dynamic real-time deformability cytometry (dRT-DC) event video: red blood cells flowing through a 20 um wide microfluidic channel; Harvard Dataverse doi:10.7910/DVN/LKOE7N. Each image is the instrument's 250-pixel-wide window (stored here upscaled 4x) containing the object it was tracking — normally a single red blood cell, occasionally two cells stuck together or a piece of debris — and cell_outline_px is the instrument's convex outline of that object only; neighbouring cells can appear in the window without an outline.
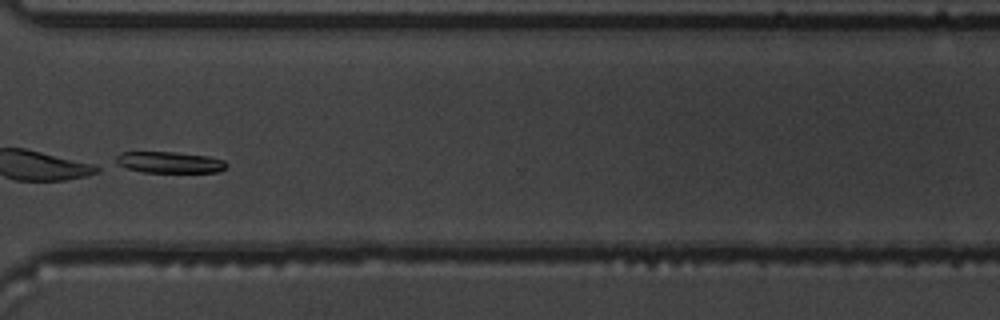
{"species": "common noctule bat (a hibernating species)", "species_latin": "Nyctalus noctula", "temperature_condition": "warm", "stored_images_in_passage": 42, "camera_frame_rate_fps": 3000, "um_per_image_px": 0.085, "animal": {"sex": "male", "body_mass_g": 19.5, "forearm_length_mm": 54.6}, "frame": {"image": 1, "passage_image": 30, "time_ms": 9.667, "image_size_px": [1000, 320], "cell_outline_px": [[228, 164], [220, 172], [144, 172], [128, 168], [116, 164], [116, 156], [120, 152], [172, 152], [208, 156], [224, 160]], "centroid_in_image_um": [14.41, 13.79], "position_along_channel_um": 356.2, "area_um2": 13.64}}